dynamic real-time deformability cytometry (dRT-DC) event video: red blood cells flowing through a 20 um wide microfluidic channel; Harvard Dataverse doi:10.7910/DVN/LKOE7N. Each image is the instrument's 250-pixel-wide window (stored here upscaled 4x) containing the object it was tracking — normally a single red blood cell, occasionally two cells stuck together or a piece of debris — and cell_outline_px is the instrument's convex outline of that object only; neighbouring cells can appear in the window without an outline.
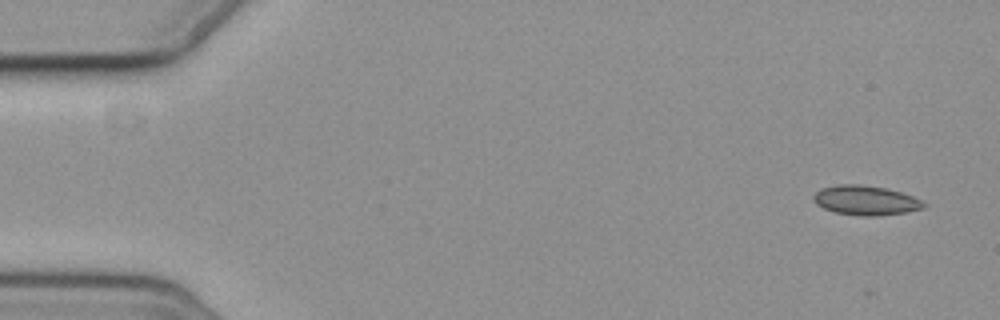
{"species": "common noctule bat (a hibernating species)", "species_latin": "Nyctalus noctula", "temperature_condition": "cold", "stored_images_in_passage": 5, "camera_frame_rate_fps": 3000, "um_per_image_px": 0.085, "animal": {"sex": "female", "body_mass_g": 19.3, "forearm_length_mm": 54.1}, "frame": {"image": 1, "passage_image": 1, "time_ms": 0.0, "image_size_px": [1000, 320], "cell_outline_px": [[928, 204], [924, 208], [908, 212], [876, 216], [860, 216], [836, 212], [824, 208], [816, 204], [812, 200], [812, 196], [820, 188], [840, 184], [860, 184], [888, 188], [912, 196]], "centroid_in_image_um": [73.58, 17.02], "position_along_channel_um": 11.4, "area_um2": 19.13}}
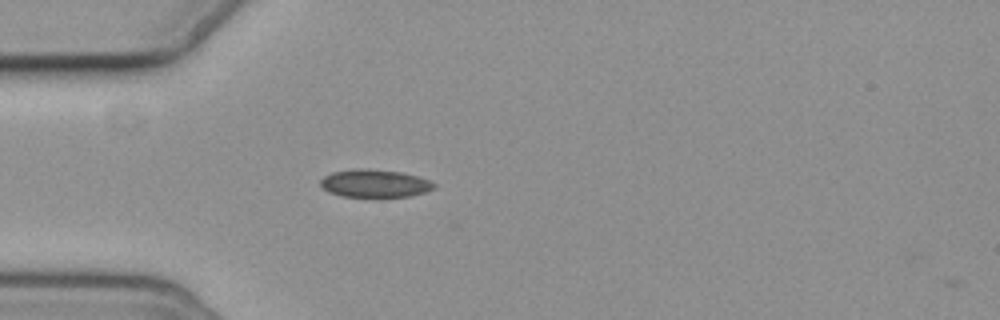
{"frame": {"image": 2, "passage_image": 5, "time_ms": 4.667, "image_size_px": [1000, 320], "cell_outline_px": [[436, 188], [412, 196], [340, 196], [328, 192], [320, 184], [320, 180], [324, 176], [332, 172], [356, 168], [368, 168], [400, 172], [420, 176], [436, 184]], "centroid_in_image_um": [31.86, 15.57], "position_along_channel_um": 53.1, "area_um2": 18.44}}